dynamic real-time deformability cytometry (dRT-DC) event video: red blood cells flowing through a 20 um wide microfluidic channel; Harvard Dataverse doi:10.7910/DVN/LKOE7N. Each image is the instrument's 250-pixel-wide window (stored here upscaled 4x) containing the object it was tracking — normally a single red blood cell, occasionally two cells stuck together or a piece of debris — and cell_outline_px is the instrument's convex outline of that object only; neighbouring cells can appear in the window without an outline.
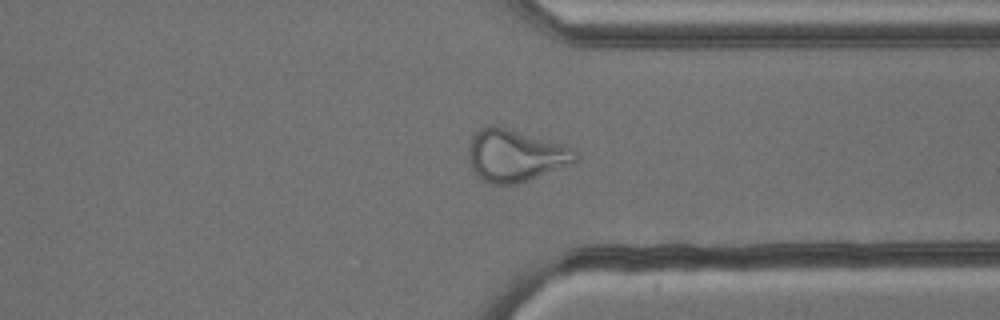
{"species": "common noctule bat (a hibernating species)", "species_latin": "Nyctalus noctula", "temperature_condition": "cold", "stored_images_in_passage": 54, "camera_frame_rate_fps": 3000, "um_per_image_px": 0.085, "animal": {"sex": "male", "body_mass_g": 13.3}, "frame": {"image": 1, "passage_image": 41, "time_ms": 13.333, "image_size_px": [1000, 320], "cell_outline_px": [[580, 160], [572, 164], [528, 180], [512, 184], [492, 184], [484, 180], [472, 168], [468, 160], [468, 148], [472, 136], [480, 128], [492, 124], [564, 144], [572, 148], [580, 156]], "centroid_in_image_um": [43.82, 13.21], "position_along_channel_um": 367.6, "area_um2": 32.43}}
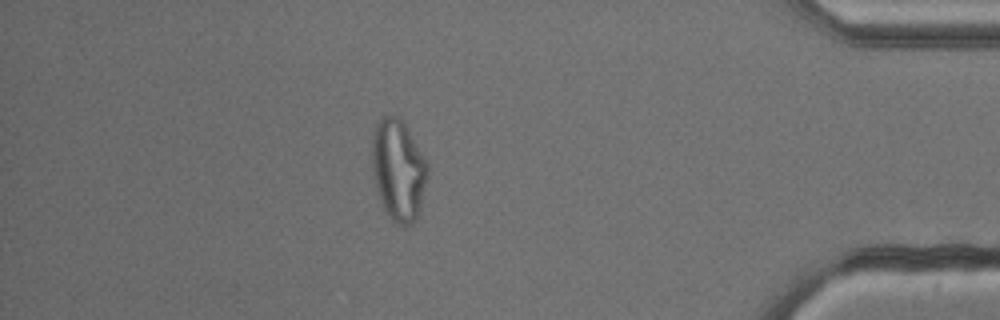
{"frame": {"image": 2, "passage_image": 47, "time_ms": 15.333, "image_size_px": [1000, 320], "cell_outline_px": [[428, 176], [416, 220], [412, 224], [396, 224], [388, 216], [380, 200], [372, 168], [372, 136], [376, 124], [384, 116], [400, 116], [404, 120], [428, 160]], "centroid_in_image_um": [33.88, 14.39], "position_along_channel_um": 401.3, "area_um2": 33.06}}